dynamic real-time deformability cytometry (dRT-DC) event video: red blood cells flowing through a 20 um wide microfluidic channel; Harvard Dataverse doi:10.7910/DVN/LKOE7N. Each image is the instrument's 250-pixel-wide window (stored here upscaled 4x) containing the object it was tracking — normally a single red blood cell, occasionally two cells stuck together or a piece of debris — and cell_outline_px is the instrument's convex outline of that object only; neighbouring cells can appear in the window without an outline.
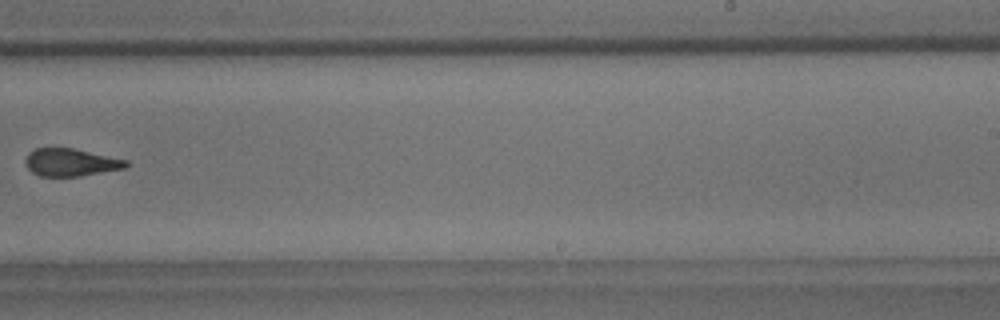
{"species": "common noctule bat (a hibernating species)", "species_latin": "Nyctalus noctula", "temperature_condition": "room temperature", "stored_images_in_passage": 6, "camera_frame_rate_fps": 3000, "um_per_image_px": 0.085, "animal": {"sex": "male", "body_mass_g": 18.8}, "frame": {"image": 1, "passage_image": 6, "time_ms": 6.0, "image_size_px": [1000, 320], "cell_outline_px": [[128, 164], [124, 168], [80, 176], [40, 176], [32, 172], [28, 168], [24, 160], [28, 152], [36, 148], [72, 148], [128, 160]], "centroid_in_image_um": [5.98, 13.8], "position_along_channel_um": 283.0, "area_um2": 16.07}}